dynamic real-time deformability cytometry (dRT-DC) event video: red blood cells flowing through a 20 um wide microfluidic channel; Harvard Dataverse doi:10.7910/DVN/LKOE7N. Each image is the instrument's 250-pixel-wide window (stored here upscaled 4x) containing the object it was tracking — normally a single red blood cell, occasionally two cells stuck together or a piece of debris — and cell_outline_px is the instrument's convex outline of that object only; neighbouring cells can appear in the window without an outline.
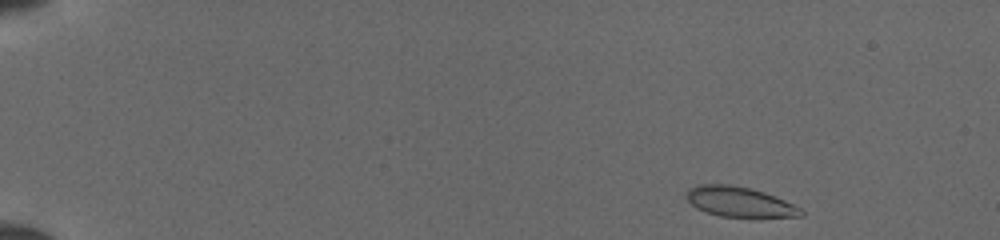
{"species": "common noctule bat (a hibernating species)", "species_latin": "Nyctalus noctula", "temperature_condition": "cold", "stored_images_in_passage": 46, "camera_frame_rate_fps": 3000, "um_per_image_px": 0.085, "animal": {"sex": "female", "body_mass_g": 19.5, "forearm_length_mm": 54.1}, "frame": {"image": 1, "passage_image": 1, "time_ms": 0.0, "image_size_px": [1000, 240], "cell_outline_px": [[804, 216], [756, 220], [752, 220], [720, 216], [696, 208], [684, 196], [688, 188], [696, 184], [728, 184], [748, 188], [764, 192], [784, 200], [800, 208], [804, 212]], "centroid_in_image_um": [62.9, 17.21], "position_along_channel_um": 22.1, "area_um2": 20.98}}
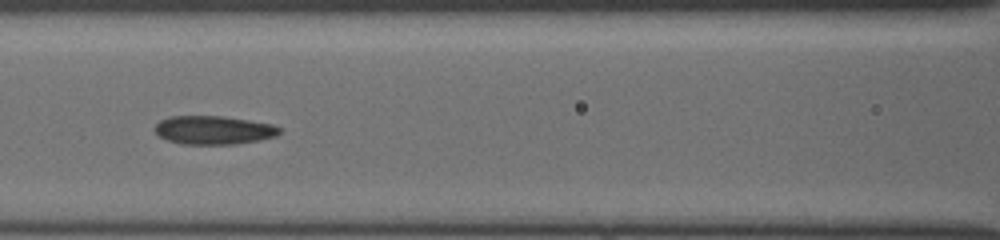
{"frame": {"image": 2, "passage_image": 19, "time_ms": 6.0, "image_size_px": [1000, 240], "cell_outline_px": [[280, 132], [276, 136], [260, 140], [236, 144], [180, 144], [168, 140], [160, 136], [152, 128], [160, 120], [168, 116], [224, 116], [276, 124], [280, 128]], "centroid_in_image_um": [18.17, 11.05], "position_along_channel_um": 148.4, "area_um2": 20.98}}
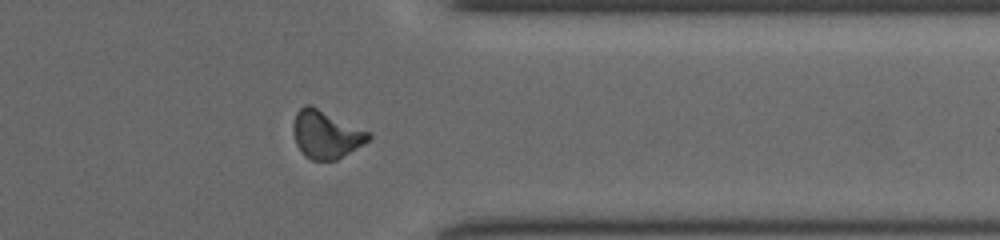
{"frame": {"image": 3, "passage_image": 36, "time_ms": 11.667, "image_size_px": [1000, 240], "cell_outline_px": [[372, 136], [364, 144], [336, 160], [312, 160], [304, 156], [296, 144], [292, 132], [292, 124], [296, 112], [304, 104], [312, 104], [372, 132]], "centroid_in_image_um": [27.7, 11.39], "position_along_channel_um": 383.7, "area_um2": 21.56}}